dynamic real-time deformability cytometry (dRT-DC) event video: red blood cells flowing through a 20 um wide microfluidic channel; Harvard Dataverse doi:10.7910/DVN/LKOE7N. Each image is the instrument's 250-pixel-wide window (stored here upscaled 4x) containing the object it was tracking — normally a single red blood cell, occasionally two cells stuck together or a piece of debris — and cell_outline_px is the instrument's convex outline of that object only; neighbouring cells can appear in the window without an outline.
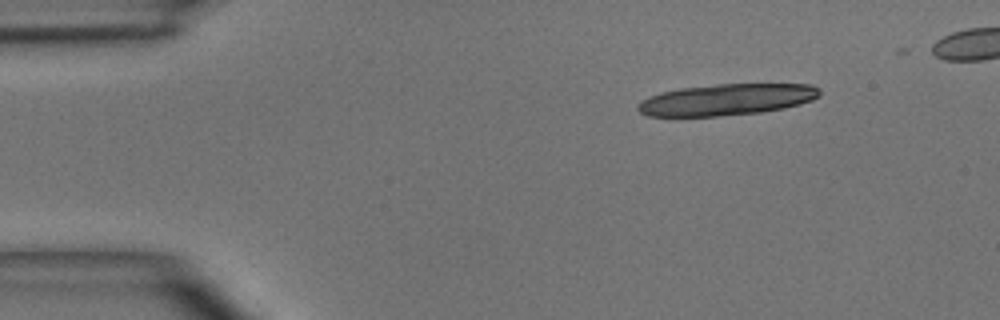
{"species": "common noctule bat (a hibernating species)", "species_latin": "Nyctalus noctula", "temperature_condition": "room temperature", "stored_images_in_passage": 4, "camera_frame_rate_fps": 3000, "um_per_image_px": 0.085, "animal": {"sex": "male", "body_mass_g": 15.6}, "frame": {"image": 1, "passage_image": 1, "time_ms": 0.0, "image_size_px": [1000, 320], "cell_outline_px": [[820, 96], [812, 100], [800, 104], [784, 108], [760, 112], [716, 116], [648, 116], [640, 112], [636, 108], [644, 100], [652, 96], [664, 92], [680, 88], [716, 84], [812, 84], [820, 88]], "centroid_in_image_um": [61.83, 8.46], "position_along_channel_um": 23.2, "area_um2": 33.0}}